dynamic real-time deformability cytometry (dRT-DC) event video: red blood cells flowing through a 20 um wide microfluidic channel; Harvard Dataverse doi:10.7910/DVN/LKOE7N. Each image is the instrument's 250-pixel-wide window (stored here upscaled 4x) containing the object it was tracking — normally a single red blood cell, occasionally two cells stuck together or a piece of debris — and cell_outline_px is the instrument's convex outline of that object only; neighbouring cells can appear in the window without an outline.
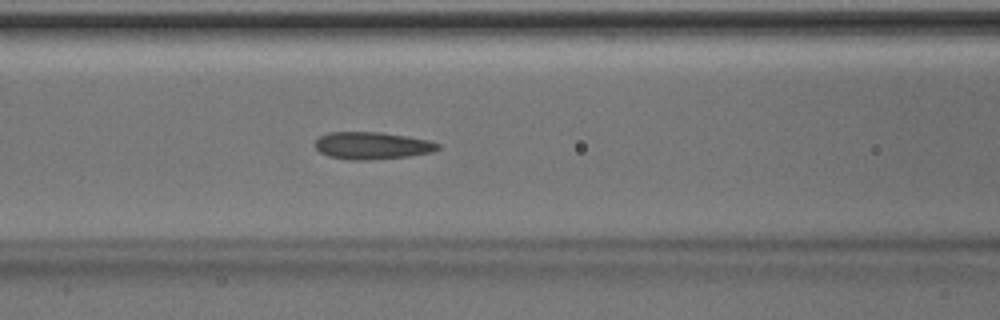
{"species": "Egyptian fruit bat (a non-hibernating species)", "species_latin": "Rousettus aegyptiacus", "temperature_condition": "room temperature", "stored_images_in_passage": 34, "camera_frame_rate_fps": 3000, "um_per_image_px": 0.085, "animal": {"sex": "male"}, "frame": {"image": 1, "passage_image": 7, "time_ms": 2.0, "image_size_px": [1000, 320], "cell_outline_px": [[440, 148], [432, 152], [408, 156], [368, 160], [348, 160], [328, 156], [320, 152], [316, 148], [316, 140], [320, 136], [328, 132], [380, 132], [428, 140], [440, 144]], "centroid_in_image_um": [31.61, 12.38], "position_along_channel_um": 135.0, "area_um2": 19.42}}
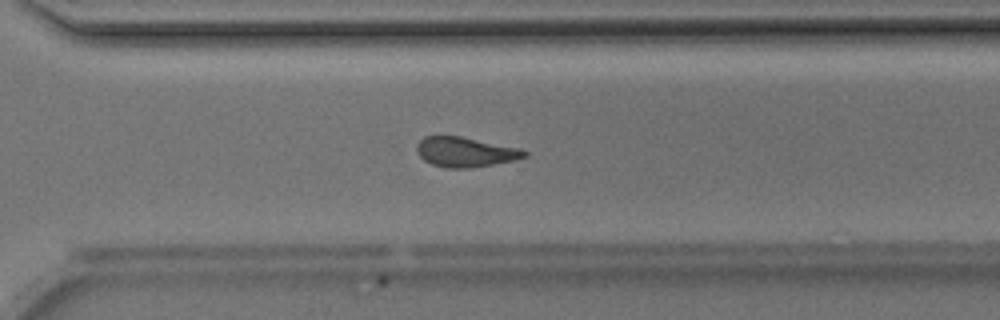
{"frame": {"image": 2, "passage_image": 21, "time_ms": 6.667, "image_size_px": [1000, 320], "cell_outline_px": [[528, 156], [516, 160], [472, 168], [444, 168], [432, 164], [424, 160], [420, 156], [416, 148], [416, 144], [424, 136], [460, 136], [520, 148], [528, 152]], "centroid_in_image_um": [39.57, 12.93], "position_along_channel_um": 331.0, "area_um2": 18.84}}
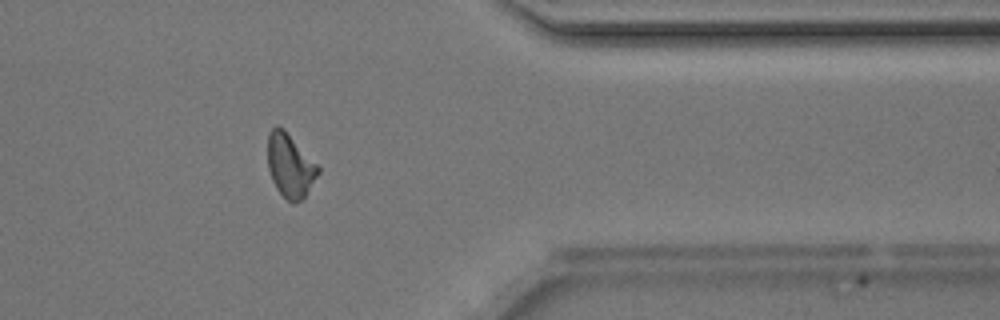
{"frame": {"image": 3, "passage_image": 26, "time_ms": 8.333, "image_size_px": [1000, 320], "cell_outline_px": [[320, 172], [304, 196], [300, 200], [292, 204], [276, 188], [272, 180], [268, 168], [268, 132], [276, 124], [284, 128], [320, 168]], "centroid_in_image_um": [24.64, 14.04], "position_along_channel_um": 386.8, "area_um2": 18.5}, "authors_computed_cell_mechanics": {"area_um2": 19.0162, "velocity_mm_per_s": 4.2105, "shape_relaxation_time_tau1_ms": 3.4912, "shape_relaxation_time_tau2_ms": 2.497, "deformation_change_tau1": 0.1292, "deformation_change_tau2": 0.0966}}